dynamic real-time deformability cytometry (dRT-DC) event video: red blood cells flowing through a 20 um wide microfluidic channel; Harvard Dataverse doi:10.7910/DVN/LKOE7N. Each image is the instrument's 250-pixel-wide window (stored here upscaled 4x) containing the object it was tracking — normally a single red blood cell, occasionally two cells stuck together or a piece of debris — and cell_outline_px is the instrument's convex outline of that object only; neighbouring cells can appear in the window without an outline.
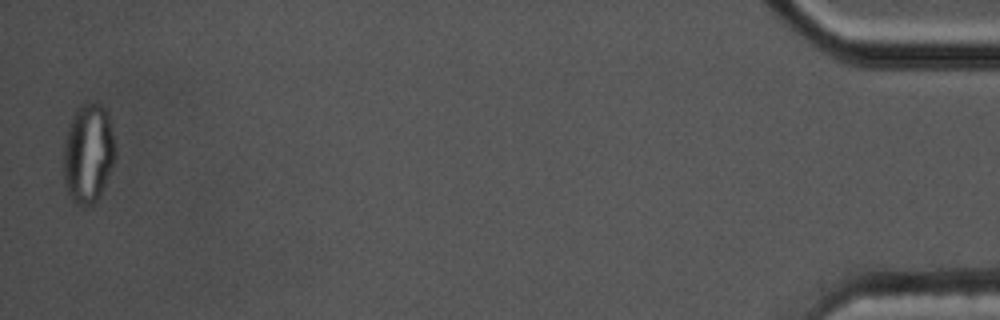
{"species": "common noctule bat (a hibernating species)", "species_latin": "Nyctalus noctula", "temperature_condition": "cold", "stored_images_in_passage": 56, "segment_of_instrument_passage": [2, 2], "camera_frame_rate_fps": 3000, "um_per_image_px": 0.085, "animal": {"sex": "male", "body_mass_g": 17.5, "forearm_length_mm": 52.3}, "frame": {"image": 1, "passage_image": 55, "time_ms": 18.0, "image_size_px": [1000, 320], "cell_outline_px": [[116, 160], [96, 200], [92, 204], [76, 204], [72, 200], [64, 184], [64, 144], [68, 128], [80, 104], [100, 104], [108, 112], [116, 148]], "centroid_in_image_um": [7.52, 13.03], "position_along_channel_um": 427.7, "area_um2": 29.59}}